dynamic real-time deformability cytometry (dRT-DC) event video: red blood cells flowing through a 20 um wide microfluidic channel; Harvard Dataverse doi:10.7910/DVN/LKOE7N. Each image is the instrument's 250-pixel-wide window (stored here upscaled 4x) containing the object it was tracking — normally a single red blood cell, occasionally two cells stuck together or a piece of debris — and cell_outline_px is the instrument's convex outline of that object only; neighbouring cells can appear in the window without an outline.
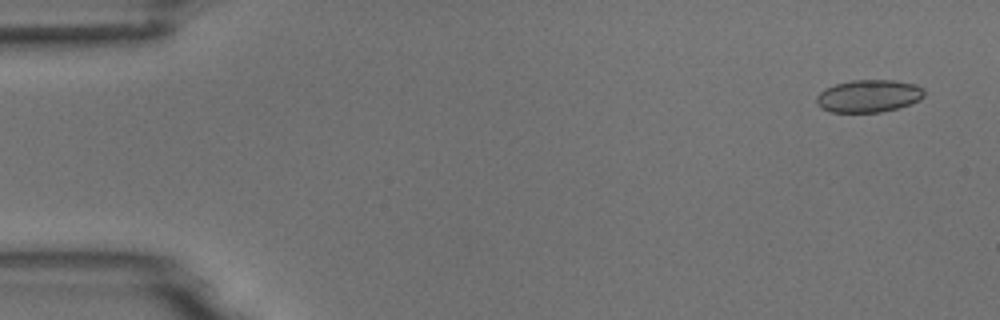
{"species": "common noctule bat (a hibernating species)", "species_latin": "Nyctalus noctula", "temperature_condition": "room temperature", "stored_images_in_passage": 19, "camera_frame_rate_fps": 3000, "um_per_image_px": 0.085, "animal": {"sex": "male", "body_mass_g": 18.8}, "frame": {"image": 1, "passage_image": 3, "time_ms": 0.667, "image_size_px": [1000, 320], "cell_outline_px": [[924, 96], [920, 100], [896, 108], [880, 112], [832, 112], [820, 108], [816, 104], [816, 96], [824, 88], [836, 84], [852, 80], [892, 80], [916, 84], [924, 88]], "centroid_in_image_um": [73.82, 8.15], "position_along_channel_um": 11.2, "area_um2": 20.46}}
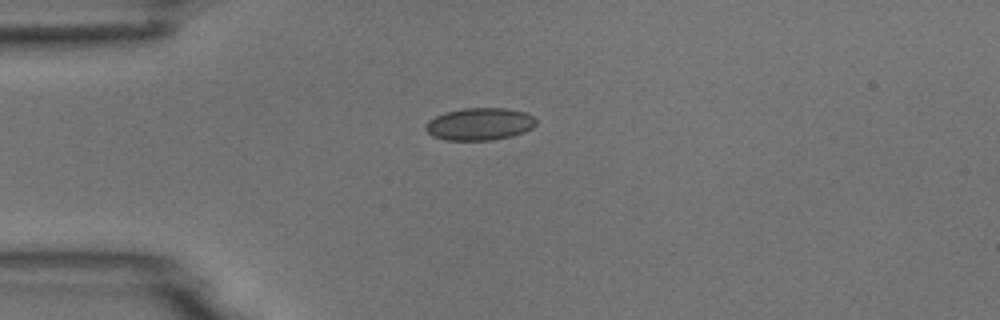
{"frame": {"image": 2, "passage_image": 14, "time_ms": 4.333, "image_size_px": [1000, 320], "cell_outline_px": [[536, 124], [532, 128], [524, 132], [512, 136], [492, 140], [444, 140], [432, 136], [424, 128], [424, 124], [428, 120], [444, 112], [464, 108], [504, 108], [524, 112], [532, 116], [536, 120]], "centroid_in_image_um": [40.73, 10.55], "position_along_channel_um": 44.3, "area_um2": 20.92}}
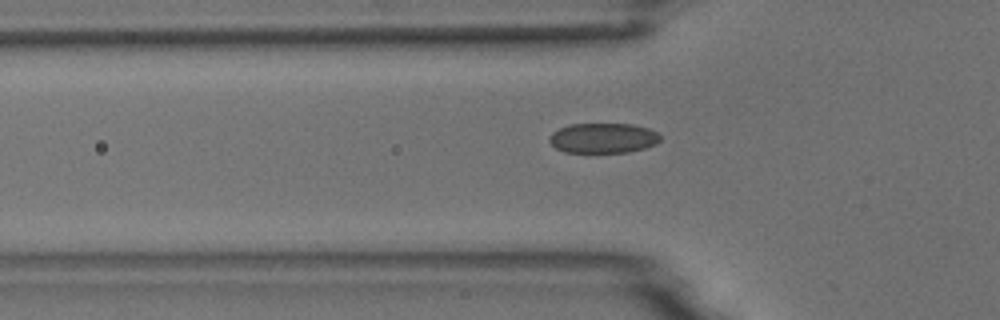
{"frame": {"image": 3, "passage_image": 18, "time_ms": 5.667, "image_size_px": [1000, 320], "cell_outline_px": [[660, 140], [656, 144], [644, 148], [628, 152], [564, 152], [556, 148], [548, 140], [548, 136], [552, 132], [560, 128], [572, 124], [632, 124], [648, 128], [656, 132], [660, 136]], "centroid_in_image_um": [51.25, 11.73], "position_along_channel_um": 74.5, "area_um2": 19.36}}